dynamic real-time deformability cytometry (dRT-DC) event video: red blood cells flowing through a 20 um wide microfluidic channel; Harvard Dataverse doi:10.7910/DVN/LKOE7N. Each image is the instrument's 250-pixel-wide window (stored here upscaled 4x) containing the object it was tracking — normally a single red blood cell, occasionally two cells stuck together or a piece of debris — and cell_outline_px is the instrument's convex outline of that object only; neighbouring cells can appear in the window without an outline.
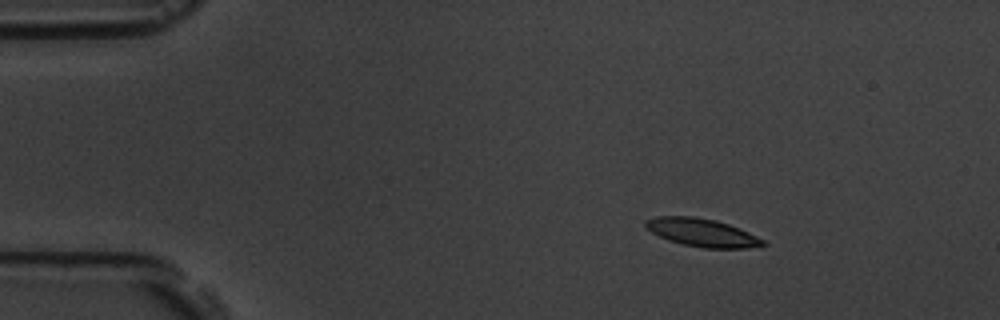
{"species": "common noctule bat (a hibernating species)", "species_latin": "Nyctalus noctula", "temperature_condition": "room temperature", "stored_images_in_passage": 6, "camera_frame_rate_fps": 3000, "um_per_image_px": 0.085, "animal": {"sex": "male", "body_mass_g": 19.5, "forearm_length_mm": 54.6}, "frame": {"image": 1, "passage_image": 1, "time_ms": 0.0, "image_size_px": [1000, 320], "cell_outline_px": [[768, 244], [744, 248], [704, 248], [684, 244], [668, 240], [652, 232], [644, 224], [644, 220], [656, 216], [692, 216], [716, 220], [728, 224], [748, 232], [764, 240]], "centroid_in_image_um": [59.66, 19.76], "position_along_channel_um": 25.3, "area_um2": 18.96}}
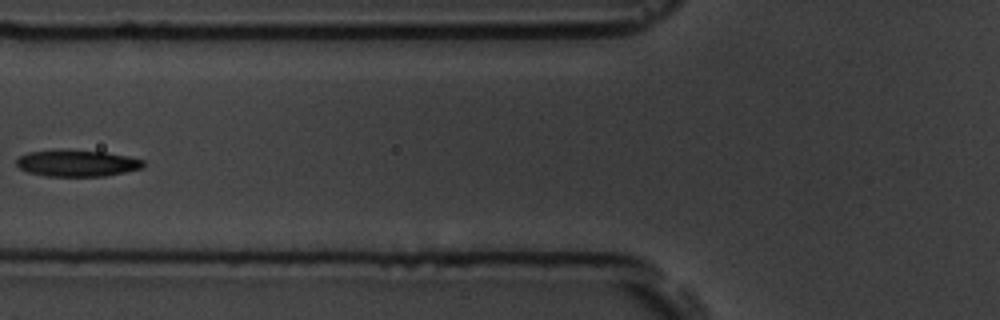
{"frame": {"image": 2, "passage_image": 5, "time_ms": 4.667, "image_size_px": [1000, 320], "cell_outline_px": [[144, 168], [104, 176], [44, 176], [28, 172], [20, 168], [16, 164], [16, 160], [20, 156], [28, 152], [104, 152], [128, 156], [144, 160]], "centroid_in_image_um": [6.59, 13.91], "position_along_channel_um": 119.2, "area_um2": 18.84}}
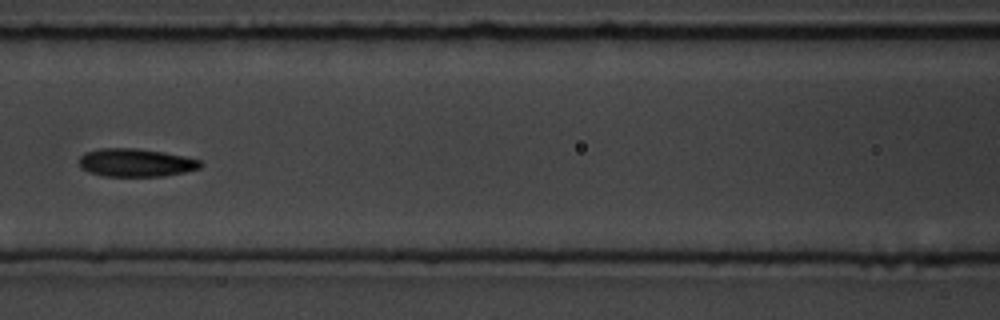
{"frame": {"image": 3, "passage_image": 6, "time_ms": 5.667, "image_size_px": [1000, 320], "cell_outline_px": [[204, 164], [200, 168], [184, 172], [164, 176], [104, 176], [88, 172], [80, 168], [80, 156], [84, 152], [100, 148], [136, 148], [164, 152], [184, 156], [200, 160]], "centroid_in_image_um": [11.54, 13.82], "position_along_channel_um": 155.1, "area_um2": 20.0}}